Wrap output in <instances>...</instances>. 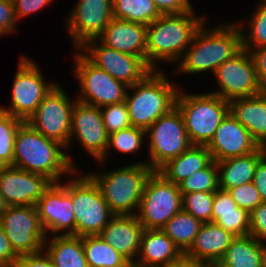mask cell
Returning <instances> with one entry per match:
<instances>
[{
    "instance_id": "1",
    "label": "cell",
    "mask_w": 266,
    "mask_h": 267,
    "mask_svg": "<svg viewBox=\"0 0 266 267\" xmlns=\"http://www.w3.org/2000/svg\"><path fill=\"white\" fill-rule=\"evenodd\" d=\"M13 167L44 175L53 183L71 176L78 165L60 142L47 138L23 122L16 133ZM69 174V175H68Z\"/></svg>"
},
{
    "instance_id": "2",
    "label": "cell",
    "mask_w": 266,
    "mask_h": 267,
    "mask_svg": "<svg viewBox=\"0 0 266 267\" xmlns=\"http://www.w3.org/2000/svg\"><path fill=\"white\" fill-rule=\"evenodd\" d=\"M206 24L207 21L194 34L191 44L176 65L177 68H174L178 71L176 73L214 74L223 62L242 49L240 30L234 22L218 24L212 28H208Z\"/></svg>"
},
{
    "instance_id": "3",
    "label": "cell",
    "mask_w": 266,
    "mask_h": 267,
    "mask_svg": "<svg viewBox=\"0 0 266 267\" xmlns=\"http://www.w3.org/2000/svg\"><path fill=\"white\" fill-rule=\"evenodd\" d=\"M197 15L195 9L182 14L161 15L147 25L146 64L152 70H162L159 62H179L194 34L206 21V15Z\"/></svg>"
},
{
    "instance_id": "4",
    "label": "cell",
    "mask_w": 266,
    "mask_h": 267,
    "mask_svg": "<svg viewBox=\"0 0 266 267\" xmlns=\"http://www.w3.org/2000/svg\"><path fill=\"white\" fill-rule=\"evenodd\" d=\"M165 74L163 70H153L141 82L128 87L133 90L125 98L132 126L147 130L175 107L180 87Z\"/></svg>"
},
{
    "instance_id": "5",
    "label": "cell",
    "mask_w": 266,
    "mask_h": 267,
    "mask_svg": "<svg viewBox=\"0 0 266 267\" xmlns=\"http://www.w3.org/2000/svg\"><path fill=\"white\" fill-rule=\"evenodd\" d=\"M153 170L147 161L97 173H87L98 185L114 215H136L143 190Z\"/></svg>"
},
{
    "instance_id": "6",
    "label": "cell",
    "mask_w": 266,
    "mask_h": 267,
    "mask_svg": "<svg viewBox=\"0 0 266 267\" xmlns=\"http://www.w3.org/2000/svg\"><path fill=\"white\" fill-rule=\"evenodd\" d=\"M175 107L180 111L192 145L207 146L229 112V102L208 93H188L180 89Z\"/></svg>"
},
{
    "instance_id": "7",
    "label": "cell",
    "mask_w": 266,
    "mask_h": 267,
    "mask_svg": "<svg viewBox=\"0 0 266 267\" xmlns=\"http://www.w3.org/2000/svg\"><path fill=\"white\" fill-rule=\"evenodd\" d=\"M72 176L71 199L75 215V235H99L115 215L103 199L98 185L87 173L83 174L80 169H76Z\"/></svg>"
},
{
    "instance_id": "8",
    "label": "cell",
    "mask_w": 266,
    "mask_h": 267,
    "mask_svg": "<svg viewBox=\"0 0 266 267\" xmlns=\"http://www.w3.org/2000/svg\"><path fill=\"white\" fill-rule=\"evenodd\" d=\"M182 203L179 186L153 171L145 183L136 216L144 229L161 230L182 210Z\"/></svg>"
},
{
    "instance_id": "9",
    "label": "cell",
    "mask_w": 266,
    "mask_h": 267,
    "mask_svg": "<svg viewBox=\"0 0 266 267\" xmlns=\"http://www.w3.org/2000/svg\"><path fill=\"white\" fill-rule=\"evenodd\" d=\"M18 61L11 86V106H0V109L26 122L57 82L47 81L31 58L22 55Z\"/></svg>"
},
{
    "instance_id": "10",
    "label": "cell",
    "mask_w": 266,
    "mask_h": 267,
    "mask_svg": "<svg viewBox=\"0 0 266 267\" xmlns=\"http://www.w3.org/2000/svg\"><path fill=\"white\" fill-rule=\"evenodd\" d=\"M73 72L79 83L77 101L103 107L125 101L128 86L92 64L78 49H73ZM75 64V65H74Z\"/></svg>"
},
{
    "instance_id": "11",
    "label": "cell",
    "mask_w": 266,
    "mask_h": 267,
    "mask_svg": "<svg viewBox=\"0 0 266 267\" xmlns=\"http://www.w3.org/2000/svg\"><path fill=\"white\" fill-rule=\"evenodd\" d=\"M147 165L158 171L192 144L188 138L180 111L174 107L168 114L158 118L147 130Z\"/></svg>"
},
{
    "instance_id": "12",
    "label": "cell",
    "mask_w": 266,
    "mask_h": 267,
    "mask_svg": "<svg viewBox=\"0 0 266 267\" xmlns=\"http://www.w3.org/2000/svg\"><path fill=\"white\" fill-rule=\"evenodd\" d=\"M66 90L57 83L38 105L26 122L47 138L68 146L74 104Z\"/></svg>"
},
{
    "instance_id": "13",
    "label": "cell",
    "mask_w": 266,
    "mask_h": 267,
    "mask_svg": "<svg viewBox=\"0 0 266 267\" xmlns=\"http://www.w3.org/2000/svg\"><path fill=\"white\" fill-rule=\"evenodd\" d=\"M214 77L219 88L209 92L228 102L263 92L252 55L243 48L231 59L223 62L214 72Z\"/></svg>"
},
{
    "instance_id": "14",
    "label": "cell",
    "mask_w": 266,
    "mask_h": 267,
    "mask_svg": "<svg viewBox=\"0 0 266 267\" xmlns=\"http://www.w3.org/2000/svg\"><path fill=\"white\" fill-rule=\"evenodd\" d=\"M0 223L18 256L39 252L47 235L36 206H8Z\"/></svg>"
},
{
    "instance_id": "15",
    "label": "cell",
    "mask_w": 266,
    "mask_h": 267,
    "mask_svg": "<svg viewBox=\"0 0 266 267\" xmlns=\"http://www.w3.org/2000/svg\"><path fill=\"white\" fill-rule=\"evenodd\" d=\"M78 50L95 66L128 87L153 71L140 57L106 47L98 39L86 41Z\"/></svg>"
},
{
    "instance_id": "16",
    "label": "cell",
    "mask_w": 266,
    "mask_h": 267,
    "mask_svg": "<svg viewBox=\"0 0 266 267\" xmlns=\"http://www.w3.org/2000/svg\"><path fill=\"white\" fill-rule=\"evenodd\" d=\"M52 183L36 207L42 227L48 235H75V215L71 199V178ZM50 232V233H49Z\"/></svg>"
},
{
    "instance_id": "17",
    "label": "cell",
    "mask_w": 266,
    "mask_h": 267,
    "mask_svg": "<svg viewBox=\"0 0 266 267\" xmlns=\"http://www.w3.org/2000/svg\"><path fill=\"white\" fill-rule=\"evenodd\" d=\"M68 14L65 30L73 47L78 49L103 33L113 19V0H78Z\"/></svg>"
},
{
    "instance_id": "18",
    "label": "cell",
    "mask_w": 266,
    "mask_h": 267,
    "mask_svg": "<svg viewBox=\"0 0 266 267\" xmlns=\"http://www.w3.org/2000/svg\"><path fill=\"white\" fill-rule=\"evenodd\" d=\"M79 141L87 154L99 161L108 148L109 135L106 133L99 107L76 101L71 120L70 139L66 151L70 152L72 142ZM71 144V145H70Z\"/></svg>"
},
{
    "instance_id": "19",
    "label": "cell",
    "mask_w": 266,
    "mask_h": 267,
    "mask_svg": "<svg viewBox=\"0 0 266 267\" xmlns=\"http://www.w3.org/2000/svg\"><path fill=\"white\" fill-rule=\"evenodd\" d=\"M53 182L13 166L0 168V193L8 206H36Z\"/></svg>"
},
{
    "instance_id": "20",
    "label": "cell",
    "mask_w": 266,
    "mask_h": 267,
    "mask_svg": "<svg viewBox=\"0 0 266 267\" xmlns=\"http://www.w3.org/2000/svg\"><path fill=\"white\" fill-rule=\"evenodd\" d=\"M250 132L230 113L217 127L214 137L207 145L215 162L248 155L259 148Z\"/></svg>"
},
{
    "instance_id": "21",
    "label": "cell",
    "mask_w": 266,
    "mask_h": 267,
    "mask_svg": "<svg viewBox=\"0 0 266 267\" xmlns=\"http://www.w3.org/2000/svg\"><path fill=\"white\" fill-rule=\"evenodd\" d=\"M143 231L144 227L136 215H115L99 235L134 264L140 250Z\"/></svg>"
},
{
    "instance_id": "22",
    "label": "cell",
    "mask_w": 266,
    "mask_h": 267,
    "mask_svg": "<svg viewBox=\"0 0 266 267\" xmlns=\"http://www.w3.org/2000/svg\"><path fill=\"white\" fill-rule=\"evenodd\" d=\"M147 26L113 18L97 38L106 47L140 57L146 63Z\"/></svg>"
},
{
    "instance_id": "23",
    "label": "cell",
    "mask_w": 266,
    "mask_h": 267,
    "mask_svg": "<svg viewBox=\"0 0 266 267\" xmlns=\"http://www.w3.org/2000/svg\"><path fill=\"white\" fill-rule=\"evenodd\" d=\"M183 256L180 248L162 230L144 229L134 264L140 267H169Z\"/></svg>"
},
{
    "instance_id": "24",
    "label": "cell",
    "mask_w": 266,
    "mask_h": 267,
    "mask_svg": "<svg viewBox=\"0 0 266 267\" xmlns=\"http://www.w3.org/2000/svg\"><path fill=\"white\" fill-rule=\"evenodd\" d=\"M234 238L235 236L213 222L203 223L184 256L192 260L207 262L215 267Z\"/></svg>"
},
{
    "instance_id": "25",
    "label": "cell",
    "mask_w": 266,
    "mask_h": 267,
    "mask_svg": "<svg viewBox=\"0 0 266 267\" xmlns=\"http://www.w3.org/2000/svg\"><path fill=\"white\" fill-rule=\"evenodd\" d=\"M229 111L261 146L266 141V93L234 99Z\"/></svg>"
},
{
    "instance_id": "26",
    "label": "cell",
    "mask_w": 266,
    "mask_h": 267,
    "mask_svg": "<svg viewBox=\"0 0 266 267\" xmlns=\"http://www.w3.org/2000/svg\"><path fill=\"white\" fill-rule=\"evenodd\" d=\"M212 222L235 237L250 235L249 213L238 207L226 190L214 192Z\"/></svg>"
},
{
    "instance_id": "27",
    "label": "cell",
    "mask_w": 266,
    "mask_h": 267,
    "mask_svg": "<svg viewBox=\"0 0 266 267\" xmlns=\"http://www.w3.org/2000/svg\"><path fill=\"white\" fill-rule=\"evenodd\" d=\"M264 157L261 146L254 152L238 157H231L216 162L218 168L219 189L232 187L253 181L255 168Z\"/></svg>"
},
{
    "instance_id": "28",
    "label": "cell",
    "mask_w": 266,
    "mask_h": 267,
    "mask_svg": "<svg viewBox=\"0 0 266 267\" xmlns=\"http://www.w3.org/2000/svg\"><path fill=\"white\" fill-rule=\"evenodd\" d=\"M212 161L207 146L191 145L182 154L170 159L158 172L168 181L178 185L196 171L206 168Z\"/></svg>"
},
{
    "instance_id": "29",
    "label": "cell",
    "mask_w": 266,
    "mask_h": 267,
    "mask_svg": "<svg viewBox=\"0 0 266 267\" xmlns=\"http://www.w3.org/2000/svg\"><path fill=\"white\" fill-rule=\"evenodd\" d=\"M43 250L49 256L53 267H89L85 259L82 237L76 235L50 236L46 238Z\"/></svg>"
},
{
    "instance_id": "30",
    "label": "cell",
    "mask_w": 266,
    "mask_h": 267,
    "mask_svg": "<svg viewBox=\"0 0 266 267\" xmlns=\"http://www.w3.org/2000/svg\"><path fill=\"white\" fill-rule=\"evenodd\" d=\"M215 267H262V242L251 235L235 237Z\"/></svg>"
},
{
    "instance_id": "31",
    "label": "cell",
    "mask_w": 266,
    "mask_h": 267,
    "mask_svg": "<svg viewBox=\"0 0 266 267\" xmlns=\"http://www.w3.org/2000/svg\"><path fill=\"white\" fill-rule=\"evenodd\" d=\"M82 244L89 267H129L131 265L100 235L83 236Z\"/></svg>"
},
{
    "instance_id": "32",
    "label": "cell",
    "mask_w": 266,
    "mask_h": 267,
    "mask_svg": "<svg viewBox=\"0 0 266 267\" xmlns=\"http://www.w3.org/2000/svg\"><path fill=\"white\" fill-rule=\"evenodd\" d=\"M202 224L182 209L161 230L185 253L193 244Z\"/></svg>"
},
{
    "instance_id": "33",
    "label": "cell",
    "mask_w": 266,
    "mask_h": 267,
    "mask_svg": "<svg viewBox=\"0 0 266 267\" xmlns=\"http://www.w3.org/2000/svg\"><path fill=\"white\" fill-rule=\"evenodd\" d=\"M161 14L152 0H113V18L149 25Z\"/></svg>"
},
{
    "instance_id": "34",
    "label": "cell",
    "mask_w": 266,
    "mask_h": 267,
    "mask_svg": "<svg viewBox=\"0 0 266 267\" xmlns=\"http://www.w3.org/2000/svg\"><path fill=\"white\" fill-rule=\"evenodd\" d=\"M254 9L246 21L234 22L240 30L243 49L266 46V0H260ZM245 26H248V29L244 28Z\"/></svg>"
},
{
    "instance_id": "35",
    "label": "cell",
    "mask_w": 266,
    "mask_h": 267,
    "mask_svg": "<svg viewBox=\"0 0 266 267\" xmlns=\"http://www.w3.org/2000/svg\"><path fill=\"white\" fill-rule=\"evenodd\" d=\"M146 137V130L134 126L110 134L106 153L97 162L101 164L102 167V164L106 163L108 155L110 154L109 151L112 150L110 148L112 147L121 154L128 153L129 155L133 154V156L140 154Z\"/></svg>"
},
{
    "instance_id": "36",
    "label": "cell",
    "mask_w": 266,
    "mask_h": 267,
    "mask_svg": "<svg viewBox=\"0 0 266 267\" xmlns=\"http://www.w3.org/2000/svg\"><path fill=\"white\" fill-rule=\"evenodd\" d=\"M23 122L0 109V168L13 166L15 136Z\"/></svg>"
},
{
    "instance_id": "37",
    "label": "cell",
    "mask_w": 266,
    "mask_h": 267,
    "mask_svg": "<svg viewBox=\"0 0 266 267\" xmlns=\"http://www.w3.org/2000/svg\"><path fill=\"white\" fill-rule=\"evenodd\" d=\"M181 194L211 192L219 189L218 168L213 160L206 168L196 171L178 184Z\"/></svg>"
},
{
    "instance_id": "38",
    "label": "cell",
    "mask_w": 266,
    "mask_h": 267,
    "mask_svg": "<svg viewBox=\"0 0 266 267\" xmlns=\"http://www.w3.org/2000/svg\"><path fill=\"white\" fill-rule=\"evenodd\" d=\"M214 193L191 192L182 195V209L202 223L212 222Z\"/></svg>"
},
{
    "instance_id": "39",
    "label": "cell",
    "mask_w": 266,
    "mask_h": 267,
    "mask_svg": "<svg viewBox=\"0 0 266 267\" xmlns=\"http://www.w3.org/2000/svg\"><path fill=\"white\" fill-rule=\"evenodd\" d=\"M100 111L108 135L132 126L125 101L103 106Z\"/></svg>"
},
{
    "instance_id": "40",
    "label": "cell",
    "mask_w": 266,
    "mask_h": 267,
    "mask_svg": "<svg viewBox=\"0 0 266 267\" xmlns=\"http://www.w3.org/2000/svg\"><path fill=\"white\" fill-rule=\"evenodd\" d=\"M227 192L230 194L237 206L246 210L248 213L263 202L261 195L253 182H249L238 187H232L228 189Z\"/></svg>"
},
{
    "instance_id": "41",
    "label": "cell",
    "mask_w": 266,
    "mask_h": 267,
    "mask_svg": "<svg viewBox=\"0 0 266 267\" xmlns=\"http://www.w3.org/2000/svg\"><path fill=\"white\" fill-rule=\"evenodd\" d=\"M250 235L258 241L266 243V202L249 213Z\"/></svg>"
},
{
    "instance_id": "42",
    "label": "cell",
    "mask_w": 266,
    "mask_h": 267,
    "mask_svg": "<svg viewBox=\"0 0 266 267\" xmlns=\"http://www.w3.org/2000/svg\"><path fill=\"white\" fill-rule=\"evenodd\" d=\"M17 21L13 0H0V36L16 33Z\"/></svg>"
},
{
    "instance_id": "43",
    "label": "cell",
    "mask_w": 266,
    "mask_h": 267,
    "mask_svg": "<svg viewBox=\"0 0 266 267\" xmlns=\"http://www.w3.org/2000/svg\"><path fill=\"white\" fill-rule=\"evenodd\" d=\"M161 15L182 14L194 9L190 0H152Z\"/></svg>"
},
{
    "instance_id": "44",
    "label": "cell",
    "mask_w": 266,
    "mask_h": 267,
    "mask_svg": "<svg viewBox=\"0 0 266 267\" xmlns=\"http://www.w3.org/2000/svg\"><path fill=\"white\" fill-rule=\"evenodd\" d=\"M53 1L54 0H13L17 20H22L24 17L31 16L50 3L52 4Z\"/></svg>"
},
{
    "instance_id": "45",
    "label": "cell",
    "mask_w": 266,
    "mask_h": 267,
    "mask_svg": "<svg viewBox=\"0 0 266 267\" xmlns=\"http://www.w3.org/2000/svg\"><path fill=\"white\" fill-rule=\"evenodd\" d=\"M12 267H53V264L42 249L39 252L21 255Z\"/></svg>"
},
{
    "instance_id": "46",
    "label": "cell",
    "mask_w": 266,
    "mask_h": 267,
    "mask_svg": "<svg viewBox=\"0 0 266 267\" xmlns=\"http://www.w3.org/2000/svg\"><path fill=\"white\" fill-rule=\"evenodd\" d=\"M18 258L0 223V267H12Z\"/></svg>"
},
{
    "instance_id": "47",
    "label": "cell",
    "mask_w": 266,
    "mask_h": 267,
    "mask_svg": "<svg viewBox=\"0 0 266 267\" xmlns=\"http://www.w3.org/2000/svg\"><path fill=\"white\" fill-rule=\"evenodd\" d=\"M248 50L255 63L258 81L262 88L266 86V46Z\"/></svg>"
},
{
    "instance_id": "48",
    "label": "cell",
    "mask_w": 266,
    "mask_h": 267,
    "mask_svg": "<svg viewBox=\"0 0 266 267\" xmlns=\"http://www.w3.org/2000/svg\"><path fill=\"white\" fill-rule=\"evenodd\" d=\"M259 191L262 201L266 202V158L263 157L257 164L252 181Z\"/></svg>"
},
{
    "instance_id": "49",
    "label": "cell",
    "mask_w": 266,
    "mask_h": 267,
    "mask_svg": "<svg viewBox=\"0 0 266 267\" xmlns=\"http://www.w3.org/2000/svg\"><path fill=\"white\" fill-rule=\"evenodd\" d=\"M169 267H214V266L207 262L192 260L183 256L180 260L173 262Z\"/></svg>"
},
{
    "instance_id": "50",
    "label": "cell",
    "mask_w": 266,
    "mask_h": 267,
    "mask_svg": "<svg viewBox=\"0 0 266 267\" xmlns=\"http://www.w3.org/2000/svg\"><path fill=\"white\" fill-rule=\"evenodd\" d=\"M8 205L6 204L4 197L0 193V215L7 209Z\"/></svg>"
},
{
    "instance_id": "51",
    "label": "cell",
    "mask_w": 266,
    "mask_h": 267,
    "mask_svg": "<svg viewBox=\"0 0 266 267\" xmlns=\"http://www.w3.org/2000/svg\"><path fill=\"white\" fill-rule=\"evenodd\" d=\"M262 267H266V243L262 242Z\"/></svg>"
},
{
    "instance_id": "52",
    "label": "cell",
    "mask_w": 266,
    "mask_h": 267,
    "mask_svg": "<svg viewBox=\"0 0 266 267\" xmlns=\"http://www.w3.org/2000/svg\"><path fill=\"white\" fill-rule=\"evenodd\" d=\"M261 148L263 150L264 157L266 158V141L261 145Z\"/></svg>"
},
{
    "instance_id": "53",
    "label": "cell",
    "mask_w": 266,
    "mask_h": 267,
    "mask_svg": "<svg viewBox=\"0 0 266 267\" xmlns=\"http://www.w3.org/2000/svg\"><path fill=\"white\" fill-rule=\"evenodd\" d=\"M129 267H140V266H137L135 264H131Z\"/></svg>"
},
{
    "instance_id": "54",
    "label": "cell",
    "mask_w": 266,
    "mask_h": 267,
    "mask_svg": "<svg viewBox=\"0 0 266 267\" xmlns=\"http://www.w3.org/2000/svg\"><path fill=\"white\" fill-rule=\"evenodd\" d=\"M263 92H265V93H266V86L263 88Z\"/></svg>"
}]
</instances>
